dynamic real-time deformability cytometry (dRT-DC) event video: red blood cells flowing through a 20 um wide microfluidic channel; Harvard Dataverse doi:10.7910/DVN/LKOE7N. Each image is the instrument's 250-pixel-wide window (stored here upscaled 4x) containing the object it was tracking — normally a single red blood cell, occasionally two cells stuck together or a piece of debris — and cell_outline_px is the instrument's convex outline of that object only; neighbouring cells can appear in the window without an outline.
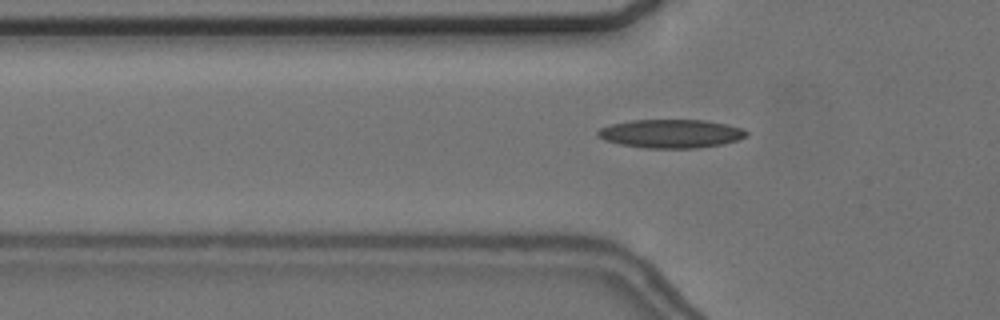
{"species": "common noctule bat (a hibernating species)", "species_latin": "Nyctalus noctula", "temperature_condition": "cold", "stored_images_in_passage": 56, "camera_frame_rate_fps": 3000, "um_per_image_px": 0.085, "animal": {"sex": "female", "body_mass_g": 24.6, "forearm_length_mm": 56.2}, "frame": {"image": 1, "passage_image": 18, "time_ms": 5.667, "image_size_px": [1000, 320], "cell_outline_px": [[748, 136], [740, 140], [724, 144], [696, 148], [644, 148], [620, 144], [604, 140], [596, 136], [596, 132], [600, 128], [612, 124], [632, 120], [704, 120], [744, 128], [748, 132]], "centroid_in_image_um": [57.05, 11.36], "position_along_channel_um": 68.7, "area_um2": 24.91}}
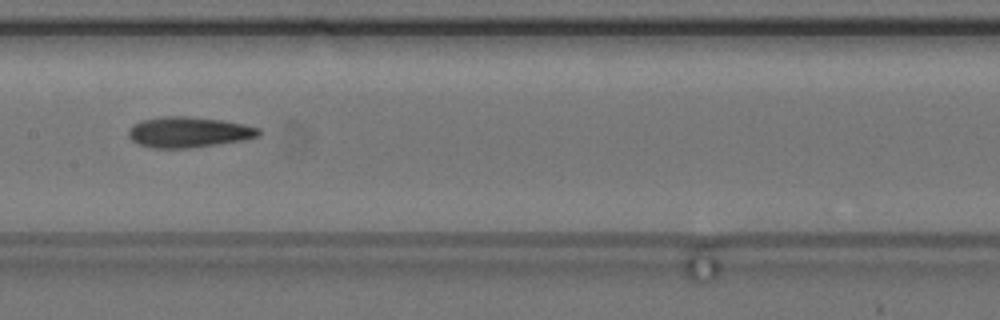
{"frame": {"image": 2, "passage_image": 28, "time_ms": 9.0, "image_size_px": [1000, 320], "cell_outline_px": [[260, 136], [244, 140], [192, 148], [152, 148], [136, 144], [128, 136], [128, 132], [132, 124], [140, 120], [164, 116], [184, 116], [220, 120], [244, 124], [260, 128]], "centroid_in_image_um": [16.01, 11.24], "position_along_channel_um": 191.4, "area_um2": 23.41}}
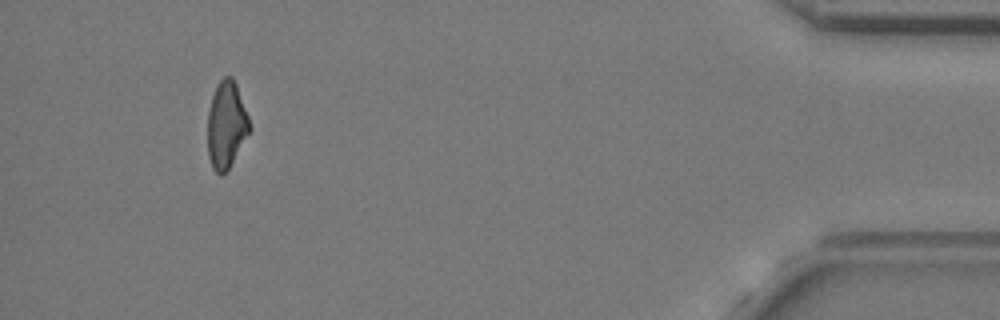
{"frame": {"image": 3, "passage_image": 52, "time_ms": 17.0, "image_size_px": [1000, 320], "cell_outline_px": [[252, 128], [228, 168], [220, 176], [212, 168], [208, 156], [208, 112], [212, 96], [216, 84], [224, 76], [232, 76], [236, 84], [248, 116]], "centroid_in_image_um": [19.23, 10.59], "position_along_channel_um": 416.0, "area_um2": 21.1}, "authors_computed_cell_mechanics": {"area_um2": 22.3975, "velocity_mm_per_s": 3.6571, "shape_relaxation_time_tau1_ms": 5.4563, "shape_relaxation_time_tau2_ms": 7.2479, "deformation_change_tau1": 0.1331, "deformation_change_tau2": 0.1885}}